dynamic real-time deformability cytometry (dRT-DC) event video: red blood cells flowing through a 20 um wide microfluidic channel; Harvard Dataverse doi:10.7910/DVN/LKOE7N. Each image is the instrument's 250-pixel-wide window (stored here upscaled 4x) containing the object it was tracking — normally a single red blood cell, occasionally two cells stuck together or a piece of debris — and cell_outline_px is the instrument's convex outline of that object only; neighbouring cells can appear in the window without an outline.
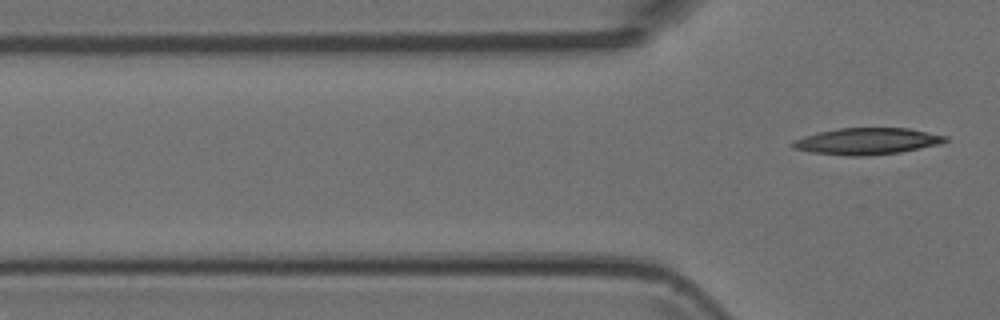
{"species": "Egyptian fruit bat (a non-hibernating species)", "species_latin": "Rousettus aegyptiacus", "temperature_condition": "room temperature", "stored_images_in_passage": 7, "camera_frame_rate_fps": 3000, "um_per_image_px": 0.085, "animal": {"sex": "female"}, "frame": {"image": 1, "passage_image": 7, "time_ms": 6.667, "image_size_px": [1000, 320], "cell_outline_px": [[948, 140], [940, 144], [900, 152], [864, 156], [848, 156], [812, 152], [792, 148], [792, 140], [816, 132], [840, 128], [908, 128], [948, 136]], "centroid_in_image_um": [73.69, 12.0], "position_along_channel_um": 52.1, "area_um2": 23.64}}